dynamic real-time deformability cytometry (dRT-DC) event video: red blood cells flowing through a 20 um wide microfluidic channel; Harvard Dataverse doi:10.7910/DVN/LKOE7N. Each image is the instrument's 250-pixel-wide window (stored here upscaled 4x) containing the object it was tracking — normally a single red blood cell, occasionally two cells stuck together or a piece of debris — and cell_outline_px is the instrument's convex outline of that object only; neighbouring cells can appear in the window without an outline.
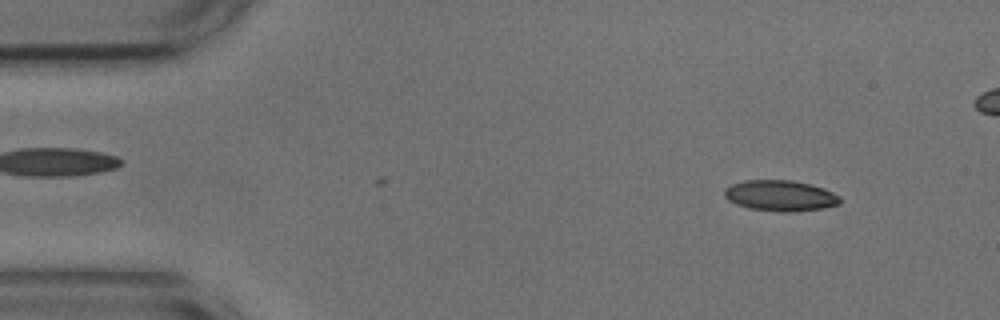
{"species": "common noctule bat (a hibernating species)", "species_latin": "Nyctalus noctula", "temperature_condition": "cold", "stored_images_in_passage": 46, "camera_frame_rate_fps": 3000, "um_per_image_px": 0.085, "animal": {"sex": "male", "body_mass_g": 17.9, "forearm_length_mm": 54.2}, "frame": {"image": 1, "passage_image": 2, "time_ms": 0.333, "image_size_px": [1000, 320], "cell_outline_px": [[840, 204], [824, 208], [788, 212], [784, 212], [748, 208], [736, 204], [728, 200], [724, 196], [724, 188], [732, 184], [744, 180], [792, 180], [824, 188], [840, 196]], "centroid_in_image_um": [66.31, 16.63], "position_along_channel_um": 18.7, "area_um2": 20.75}}
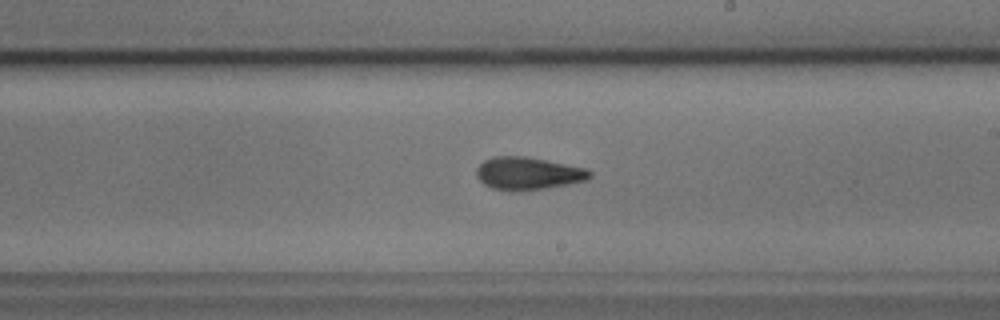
{"frame": {"image": 2, "passage_image": 27, "time_ms": 8.667, "image_size_px": [1000, 320], "cell_outline_px": [[592, 176], [588, 180], [568, 184], [544, 188], [516, 192], [512, 192], [492, 188], [484, 184], [476, 176], [476, 168], [484, 160], [492, 156], [524, 156], [588, 168], [592, 172]], "centroid_in_image_um": [44.88, 14.74], "position_along_channel_um": 244.1, "area_um2": 21.79}}
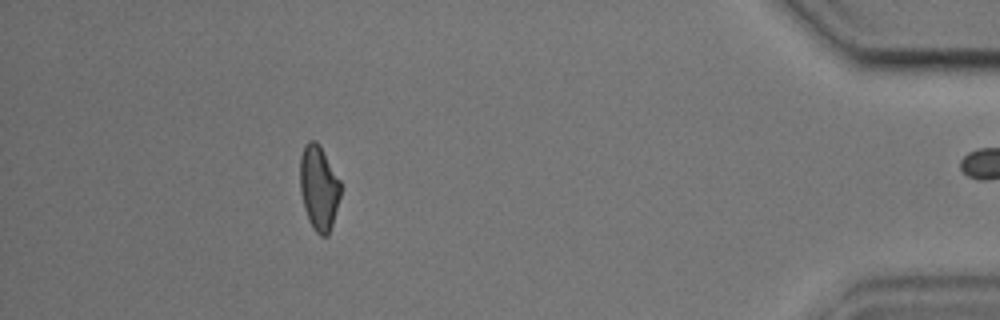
{"frame": {"image": 3, "passage_image": 45, "time_ms": 14.667, "image_size_px": [1000, 320], "cell_outline_px": [[340, 196], [332, 224], [328, 236], [320, 236], [312, 228], [308, 220], [304, 208], [300, 192], [300, 156], [304, 144], [308, 140], [316, 140], [320, 144], [340, 180]], "centroid_in_image_um": [27.08, 15.94], "position_along_channel_um": 408.1, "area_um2": 20.23}, "authors_computed_cell_mechanics": {"area_um2": 21.2415, "velocity_mm_per_s": 3.6571, "shape_relaxation_time_tau1_ms": 4.7078, "shape_relaxation_time_tau2_ms": 3.3092, "deformation_change_tau1": 0.1298, "deformation_change_tau2": 0.1106}}